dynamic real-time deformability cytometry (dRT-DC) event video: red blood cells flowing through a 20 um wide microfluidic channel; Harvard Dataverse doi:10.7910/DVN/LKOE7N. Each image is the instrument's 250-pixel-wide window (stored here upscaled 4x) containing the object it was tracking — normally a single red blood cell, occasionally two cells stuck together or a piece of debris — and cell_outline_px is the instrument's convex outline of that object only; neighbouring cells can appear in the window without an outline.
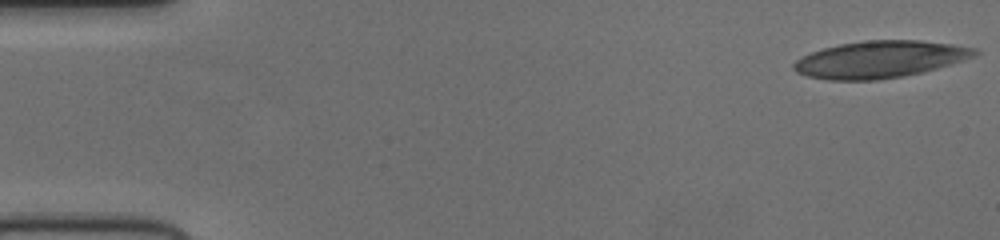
{"species": "human", "species_latin": "Homo sapiens", "temperature_condition": "cold", "stored_images_in_passage": 52, "camera_frame_rate_fps": 3000, "um_per_image_px": 0.085, "donor": {"sex": "female"}, "frame": {"image": 1, "passage_image": 1, "time_ms": 0.0, "image_size_px": [1000, 240], "cell_outline_px": [[980, 52], [972, 56], [936, 68], [920, 72], [900, 76], [876, 80], [828, 80], [808, 76], [796, 72], [792, 68], [792, 64], [796, 60], [812, 52], [824, 48], [840, 44], [864, 40], [920, 40], [952, 44], [972, 48]], "centroid_in_image_um": [74.72, 5.04], "position_along_channel_um": 10.3, "area_um2": 38.38}}
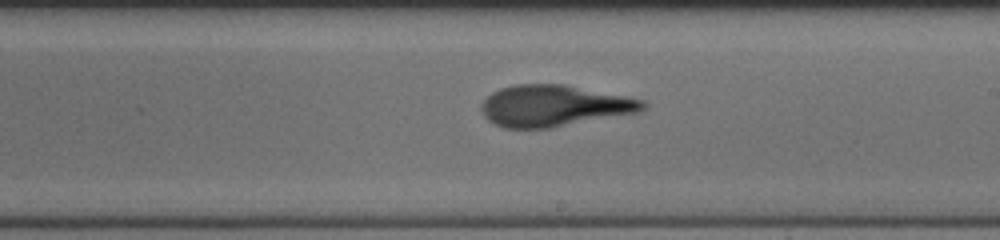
{"frame": {"image": 2, "passage_image": 30, "time_ms": 9.667, "image_size_px": [1000, 240], "cell_outline_px": [[648, 104], [644, 108], [636, 112], [552, 128], [504, 128], [488, 120], [484, 116], [480, 108], [480, 104], [492, 92], [500, 88], [516, 84], [564, 84], [644, 100]], "centroid_in_image_um": [47.04, 8.99], "position_along_channel_um": 242.0, "area_um2": 38.73}}
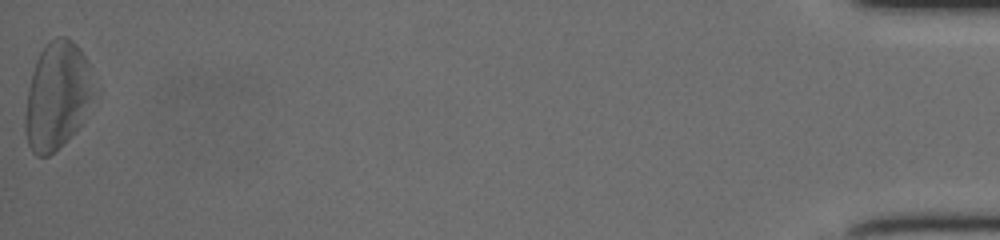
{"frame": {"image": 3, "passage_image": 52, "time_ms": 17.0, "image_size_px": [1000, 240], "cell_outline_px": [[92, 96], [80, 124], [48, 156], [36, 156], [32, 152], [28, 144], [24, 128], [24, 120], [28, 88], [32, 72], [36, 60], [40, 52], [56, 36], [64, 36], [72, 40], [80, 48], [88, 64], [92, 92]], "centroid_in_image_um": [4.8, 8.12], "position_along_channel_um": 430.4, "area_um2": 41.85}}